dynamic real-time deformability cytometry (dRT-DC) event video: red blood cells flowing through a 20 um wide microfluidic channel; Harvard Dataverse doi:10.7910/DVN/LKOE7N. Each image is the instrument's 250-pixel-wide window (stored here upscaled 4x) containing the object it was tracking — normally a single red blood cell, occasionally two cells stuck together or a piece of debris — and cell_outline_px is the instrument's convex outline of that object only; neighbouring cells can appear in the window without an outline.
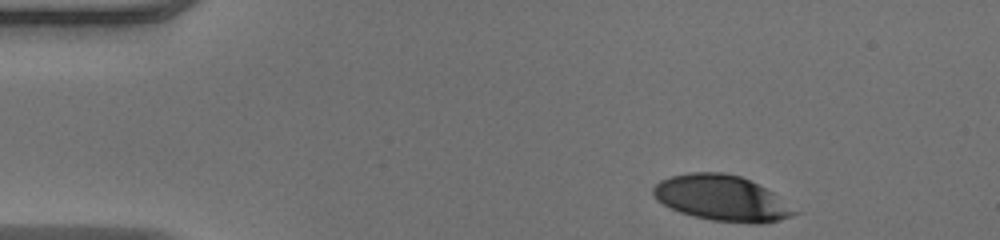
{"species": "human", "species_latin": "Homo sapiens", "temperature_condition": "warm", "stored_images_in_passage": 44, "camera_frame_rate_fps": 3000, "um_per_image_px": 0.085, "donor": {"sex": "male"}, "frame": {"image": 1, "passage_image": 1, "time_ms": 0.0, "image_size_px": [1000, 240], "cell_outline_px": [[800, 212], [792, 216], [780, 220], [760, 224], [752, 224], [712, 220], [680, 212], [656, 200], [652, 192], [652, 188], [660, 180], [672, 176], [688, 172], [724, 172], [740, 176], [772, 192]], "centroid_in_image_um": [61.35, 16.84], "position_along_channel_um": 23.7, "area_um2": 37.34}}
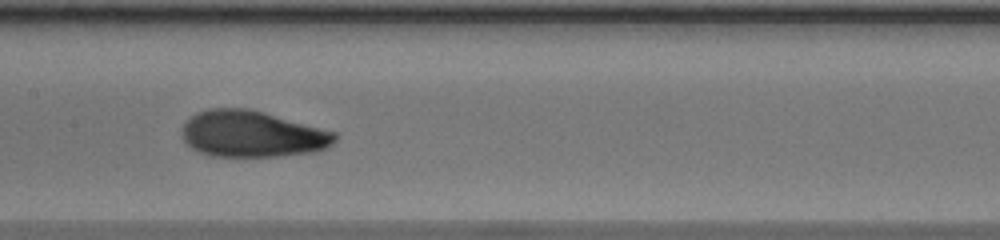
{"frame": {"image": 2, "passage_image": 19, "time_ms": 6.0, "image_size_px": [1000, 240], "cell_outline_px": [[340, 136], [332, 144], [316, 152], [280, 156], [212, 156], [200, 152], [192, 148], [180, 136], [180, 128], [196, 112], [208, 108], [248, 108], [336, 132]], "centroid_in_image_um": [21.42, 11.39], "position_along_channel_um": 186.0, "area_um2": 41.44}}
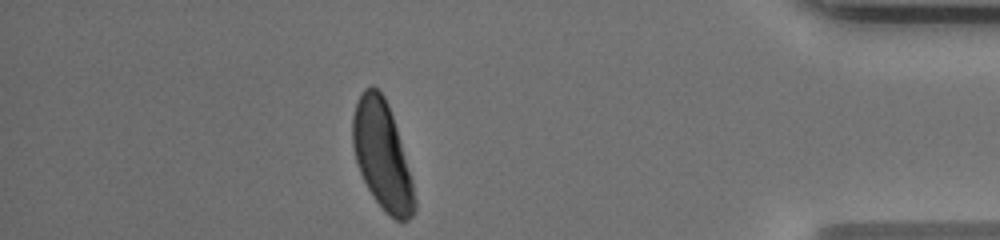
{"frame": {"image": 3, "passage_image": 38, "time_ms": 12.333, "image_size_px": [1000, 240], "cell_outline_px": [[416, 208], [412, 216], [408, 220], [396, 220], [388, 216], [384, 212], [372, 196], [360, 172], [356, 160], [352, 144], [352, 116], [360, 92], [364, 88], [372, 84], [384, 96], [388, 104], [396, 128], [412, 180], [416, 200]], "centroid_in_image_um": [32.47, 13.22], "position_along_channel_um": 402.7, "area_um2": 38.84}, "authors_computed_cell_mechanics": {"area_um2": 40.8935, "velocity_mm_per_s": 4.0799, "shape_relaxation_time_tau1_ms": 4.4484, "shape_relaxation_time_tau2_ms": 0.8991, "deformation_change_tau1": 0.2047, "deformation_change_tau2": 0.0542}}